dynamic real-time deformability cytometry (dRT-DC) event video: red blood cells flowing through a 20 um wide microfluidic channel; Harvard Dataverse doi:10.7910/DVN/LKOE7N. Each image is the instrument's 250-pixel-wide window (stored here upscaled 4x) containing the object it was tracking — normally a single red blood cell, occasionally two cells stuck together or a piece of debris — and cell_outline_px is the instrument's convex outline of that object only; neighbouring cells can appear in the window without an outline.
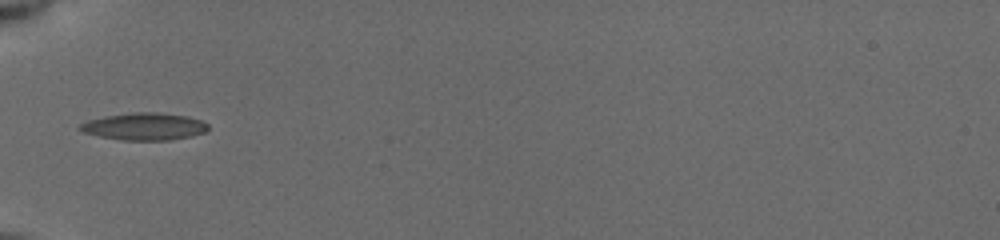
{"species": "common noctule bat (a hibernating species)", "species_latin": "Nyctalus noctula", "temperature_condition": "cold", "stored_images_in_passage": 4, "camera_frame_rate_fps": 3000, "um_per_image_px": 0.085, "animal": {"sex": "female", "body_mass_g": 19.5, "forearm_length_mm": 54.1}, "frame": {"image": 1, "passage_image": 1, "time_ms": 0.0, "image_size_px": [1000, 240], "cell_outline_px": [[208, 128], [204, 132], [192, 136], [168, 140], [124, 140], [100, 136], [84, 132], [76, 128], [80, 124], [88, 120], [104, 116], [132, 112], [160, 112], [188, 116], [200, 120], [208, 124]], "centroid_in_image_um": [12.26, 10.74], "position_along_channel_um": 72.7, "area_um2": 20.35}}